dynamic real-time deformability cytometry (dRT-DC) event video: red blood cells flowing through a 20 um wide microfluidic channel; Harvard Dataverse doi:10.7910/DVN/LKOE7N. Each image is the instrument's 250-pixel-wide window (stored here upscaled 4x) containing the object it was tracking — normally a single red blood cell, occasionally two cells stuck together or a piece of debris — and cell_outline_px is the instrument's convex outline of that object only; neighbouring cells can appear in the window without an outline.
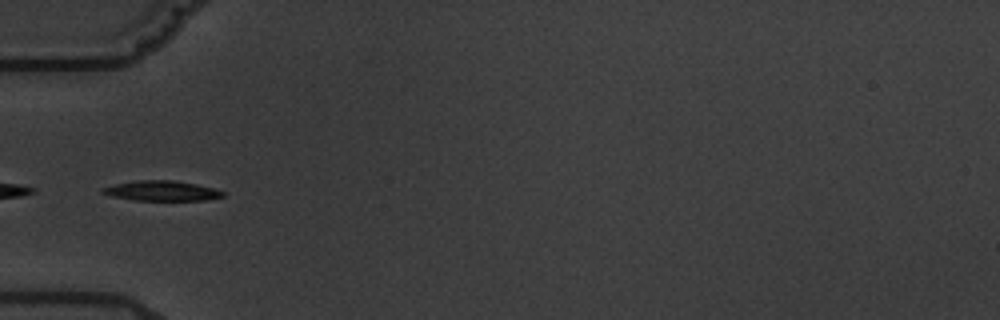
{"species": "common noctule bat (a hibernating species)", "species_latin": "Nyctalus noctula", "temperature_condition": "warm", "stored_images_in_passage": 13, "camera_frame_rate_fps": 3000, "um_per_image_px": 0.085, "animal": {"sex": "male", "body_mass_g": 19.5, "forearm_length_mm": 54.6}, "frame": {"image": 1, "passage_image": 6, "time_ms": 6.0, "image_size_px": [1000, 320], "cell_outline_px": [[224, 196], [208, 200], [136, 200], [112, 196], [100, 192], [104, 188], [116, 184], [136, 180], [172, 180], [196, 184], [216, 188], [224, 192]], "centroid_in_image_um": [13.8, 16.22], "position_along_channel_um": 71.2, "area_um2": 13.93}}
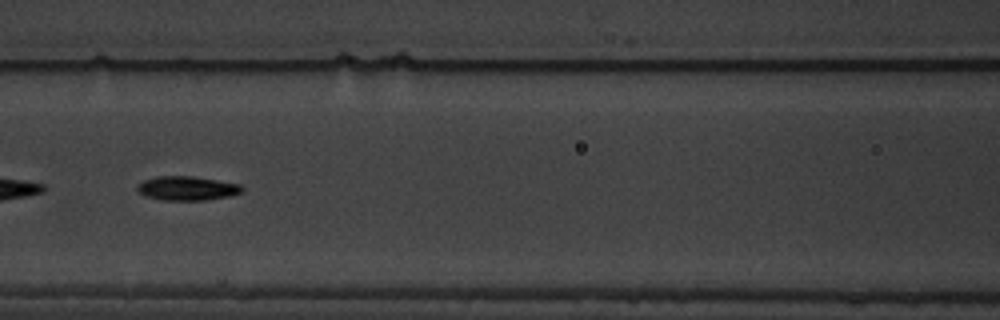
{"frame": {"image": 2, "passage_image": 8, "time_ms": 8.333, "image_size_px": [1000, 320], "cell_outline_px": [[244, 188], [240, 192], [228, 196], [204, 200], [164, 200], [144, 196], [136, 188], [144, 180], [156, 176], [192, 176], [240, 184]], "centroid_in_image_um": [15.88, 16.0], "position_along_channel_um": 150.7, "area_um2": 14.51}}